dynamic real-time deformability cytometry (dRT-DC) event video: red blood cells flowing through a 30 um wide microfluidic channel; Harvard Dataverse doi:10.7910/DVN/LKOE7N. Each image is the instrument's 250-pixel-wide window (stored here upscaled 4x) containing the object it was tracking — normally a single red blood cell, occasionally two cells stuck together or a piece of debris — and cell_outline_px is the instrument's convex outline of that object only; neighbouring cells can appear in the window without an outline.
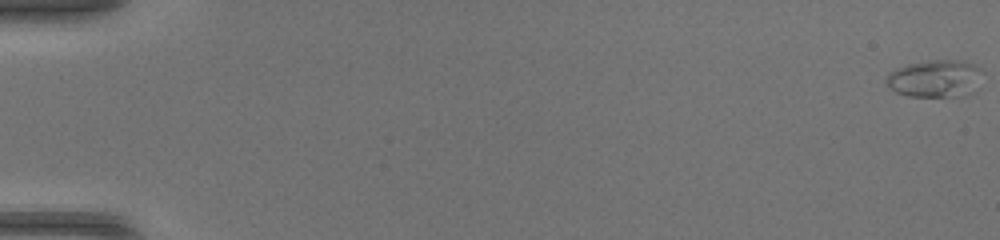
{"species": "common noctule bat (a hibernating species)", "species_latin": "Nyctalus noctula", "temperature_condition": "warm", "stored_images_in_passage": 51, "camera_frame_rate_fps": 3000, "um_per_image_px": 0.085, "animal": {"sex": "female", "body_mass_g": 17.0, "forearm_length_mm": 48.0}, "frame": {"image": 1, "passage_image": 1, "time_ms": 0.0, "image_size_px": [1000, 240], "cell_outline_px": [[984, 72], [976, 92], [968, 96], [908, 96], [896, 92], [888, 88], [884, 80], [888, 72], [896, 68], [908, 64], [928, 60], [960, 60], [972, 64], [980, 68]], "centroid_in_image_um": [79.51, 6.69], "position_along_channel_um": 5.5, "area_um2": 21.56}}
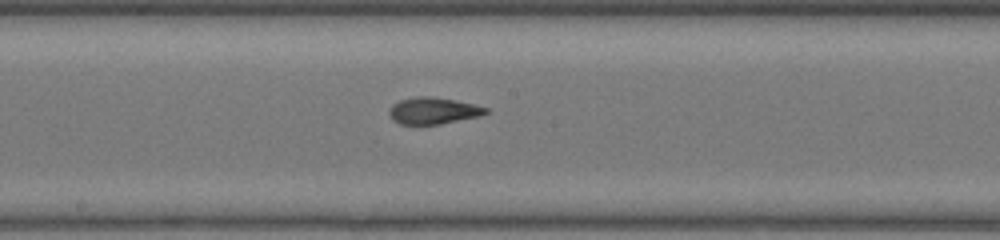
{"frame": {"image": 2, "passage_image": 29, "time_ms": 9.333, "image_size_px": [1000, 240], "cell_outline_px": [[488, 112], [480, 116], [440, 124], [400, 124], [392, 120], [388, 116], [388, 112], [392, 104], [400, 100], [416, 96], [432, 96], [456, 100], [488, 108]], "centroid_in_image_um": [36.79, 9.41], "position_along_channel_um": 211.4, "area_um2": 15.09}}
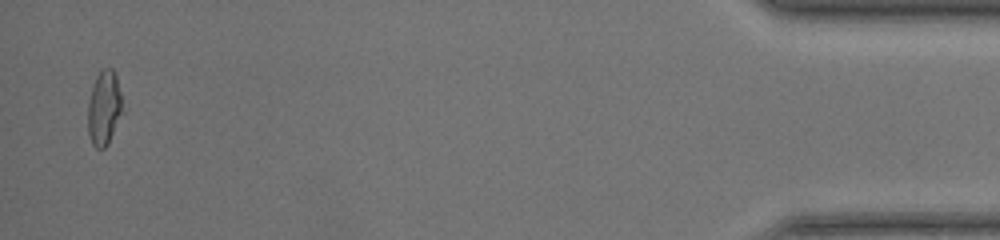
{"frame": {"image": 3, "passage_image": 50, "time_ms": 16.333, "image_size_px": [1000, 240], "cell_outline_px": [[124, 112], [108, 144], [104, 148], [96, 148], [92, 144], [88, 132], [88, 100], [92, 84], [100, 68], [112, 68], [116, 76], [120, 92]], "centroid_in_image_um": [8.85, 9.16], "position_along_channel_um": 426.3, "area_um2": 15.37}, "authors_computed_cell_mechanics": {"area_um2": 15.3748, "velocity_mm_per_s": 4.2579, "shape_relaxation_time_tau1_ms": null, "shape_relaxation_time_tau2_ms": 1.2863, "deformation_change_tau1": null, "deformation_change_tau2": 0.0768}}